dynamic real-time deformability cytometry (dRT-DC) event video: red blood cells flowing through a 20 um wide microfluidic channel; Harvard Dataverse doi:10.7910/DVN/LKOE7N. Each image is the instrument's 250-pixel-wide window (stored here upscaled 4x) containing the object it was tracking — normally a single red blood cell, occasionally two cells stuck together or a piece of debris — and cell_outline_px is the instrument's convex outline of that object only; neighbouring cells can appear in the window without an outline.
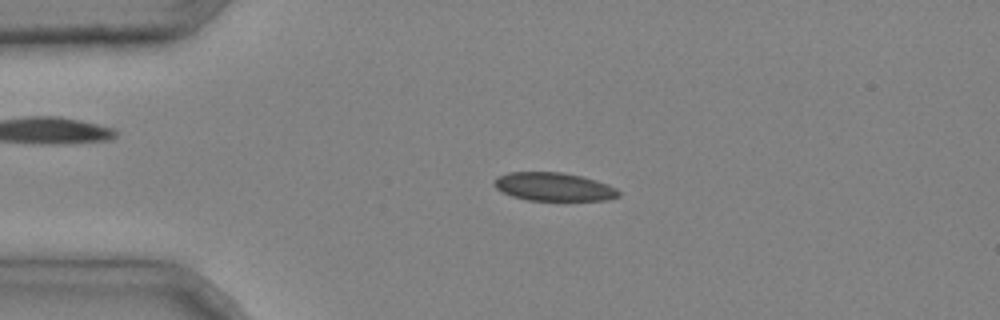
{"species": "common noctule bat (a hibernating species)", "species_latin": "Nyctalus noctula", "temperature_condition": "cold", "stored_images_in_passage": 6, "camera_frame_rate_fps": 3000, "um_per_image_px": 0.085, "animal": {"sex": "male", "body_mass_g": 20.4}, "frame": {"image": 1, "passage_image": 4, "time_ms": 1.0, "image_size_px": [1000, 320], "cell_outline_px": [[620, 196], [608, 200], [528, 200], [512, 196], [496, 188], [492, 184], [496, 176], [508, 172], [564, 172], [596, 180], [608, 184], [616, 188], [620, 192]], "centroid_in_image_um": [47.06, 15.87], "position_along_channel_um": 37.9, "area_um2": 20.63}}